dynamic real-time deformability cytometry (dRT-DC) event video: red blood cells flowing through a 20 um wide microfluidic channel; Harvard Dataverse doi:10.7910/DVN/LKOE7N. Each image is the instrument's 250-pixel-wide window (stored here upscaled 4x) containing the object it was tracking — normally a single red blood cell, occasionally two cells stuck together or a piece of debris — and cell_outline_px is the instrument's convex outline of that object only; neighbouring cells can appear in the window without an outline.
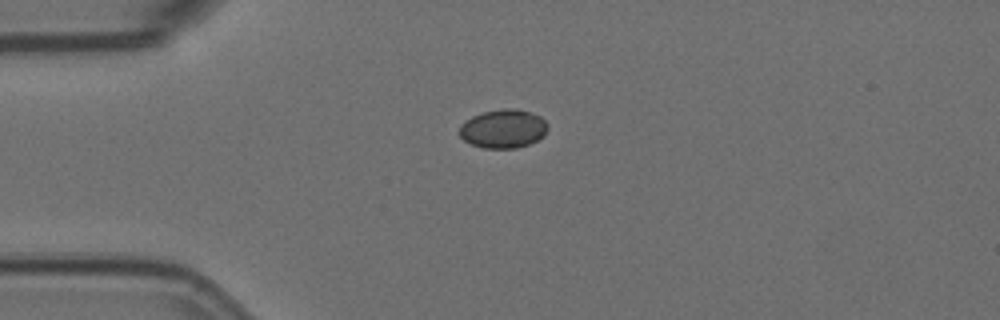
{"species": "Egyptian fruit bat (a non-hibernating species)", "species_latin": "Rousettus aegyptiacus", "temperature_condition": "room temperature", "stored_images_in_passage": 3, "camera_frame_rate_fps": 3000, "um_per_image_px": 0.085, "animal": {"sex": "female"}, "frame": {"image": 1, "passage_image": 1, "time_ms": 0.0, "image_size_px": [1000, 320], "cell_outline_px": [[548, 128], [544, 136], [528, 144], [516, 148], [484, 148], [472, 144], [464, 140], [460, 136], [460, 124], [472, 116], [484, 112], [504, 108], [516, 108], [532, 112], [540, 116], [548, 124]], "centroid_in_image_um": [42.79, 10.93], "position_along_channel_um": 42.2, "area_um2": 19.94}}
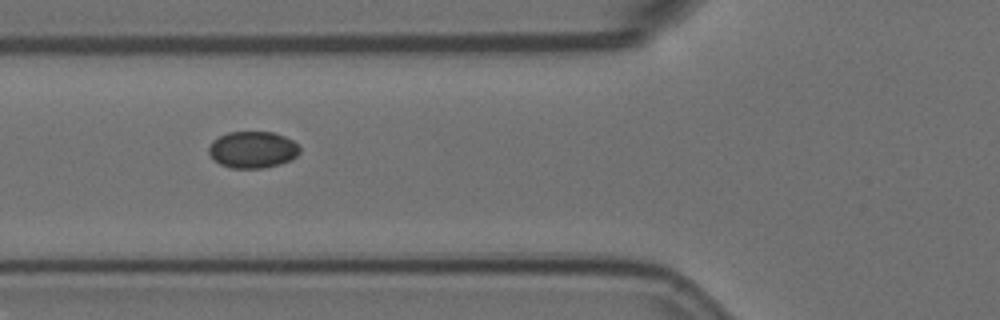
{"frame": {"image": 2, "passage_image": 3, "time_ms": 0.667, "image_size_px": [1000, 320], "cell_outline_px": [[300, 152], [292, 160], [280, 164], [264, 168], [232, 168], [220, 164], [212, 160], [208, 152], [208, 148], [212, 140], [228, 132], [272, 132], [284, 136], [292, 140], [300, 148]], "centroid_in_image_um": [21.46, 12.73], "position_along_channel_um": 104.3, "area_um2": 19.59}}